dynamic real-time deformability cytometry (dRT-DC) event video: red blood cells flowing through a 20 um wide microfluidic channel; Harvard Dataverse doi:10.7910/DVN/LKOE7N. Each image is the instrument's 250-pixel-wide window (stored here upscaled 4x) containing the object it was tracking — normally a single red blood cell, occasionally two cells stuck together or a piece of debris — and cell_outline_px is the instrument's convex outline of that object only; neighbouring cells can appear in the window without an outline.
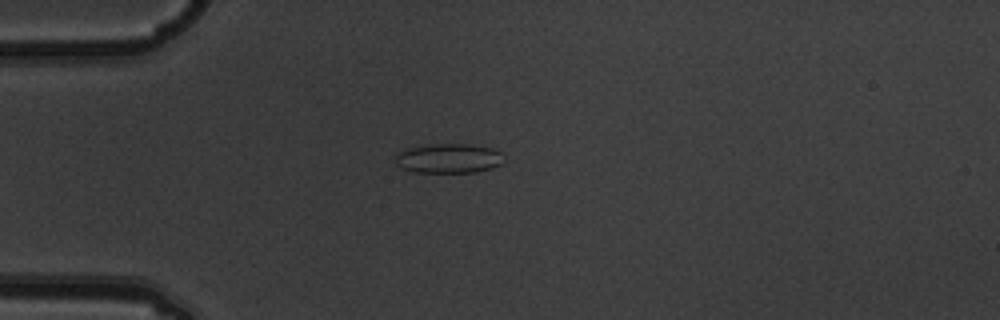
{"species": "common noctule bat (a hibernating species)", "species_latin": "Nyctalus noctula", "temperature_condition": "warm", "stored_images_in_passage": 7, "camera_frame_rate_fps": 3000, "um_per_image_px": 0.085, "animal": {"sex": "male", "body_mass_g": 19.5, "forearm_length_mm": 54.6}, "frame": {"image": 1, "passage_image": 4, "time_ms": 1.0, "image_size_px": [1000, 320], "cell_outline_px": [[504, 160], [500, 164], [492, 168], [476, 172], [412, 172], [400, 168], [396, 164], [396, 156], [404, 148], [428, 144], [468, 144], [492, 148], [500, 152]], "centroid_in_image_um": [38.11, 13.46], "position_along_channel_um": 46.9, "area_um2": 18.79}}
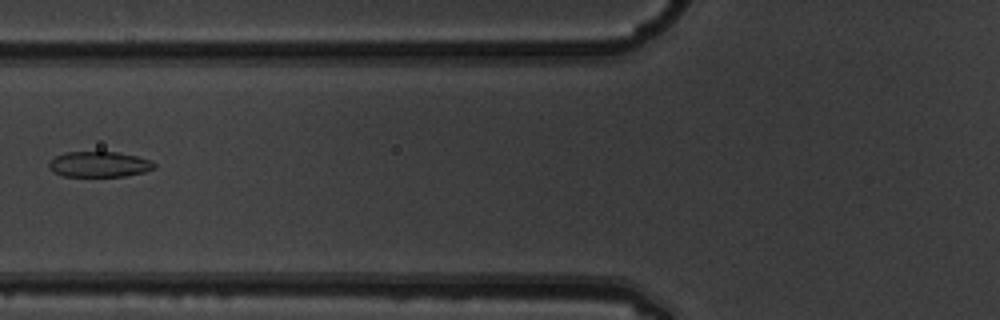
{"frame": {"image": 2, "passage_image": 6, "time_ms": 1.667, "image_size_px": [1000, 320], "cell_outline_px": [[156, 168], [144, 172], [124, 176], [64, 176], [52, 172], [48, 168], [48, 164], [56, 156], [64, 152], [116, 152], [136, 156], [148, 160], [156, 164]], "centroid_in_image_um": [8.41, 13.97], "position_along_channel_um": 117.4, "area_um2": 15.61}}
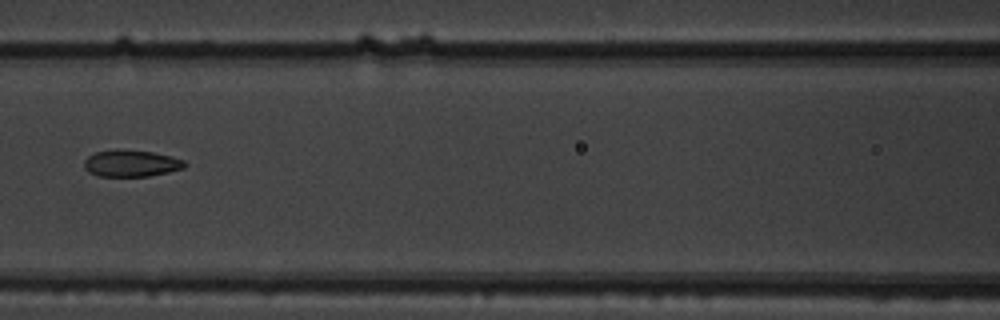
{"frame": {"image": 3, "passage_image": 7, "time_ms": 2.0, "image_size_px": [1000, 320], "cell_outline_px": [[188, 164], [184, 168], [168, 172], [148, 176], [100, 176], [88, 172], [84, 168], [84, 160], [88, 156], [96, 152], [116, 148], [152, 152], [172, 156], [184, 160]], "centroid_in_image_um": [11.15, 13.87], "position_along_channel_um": 155.5, "area_um2": 15.84}}